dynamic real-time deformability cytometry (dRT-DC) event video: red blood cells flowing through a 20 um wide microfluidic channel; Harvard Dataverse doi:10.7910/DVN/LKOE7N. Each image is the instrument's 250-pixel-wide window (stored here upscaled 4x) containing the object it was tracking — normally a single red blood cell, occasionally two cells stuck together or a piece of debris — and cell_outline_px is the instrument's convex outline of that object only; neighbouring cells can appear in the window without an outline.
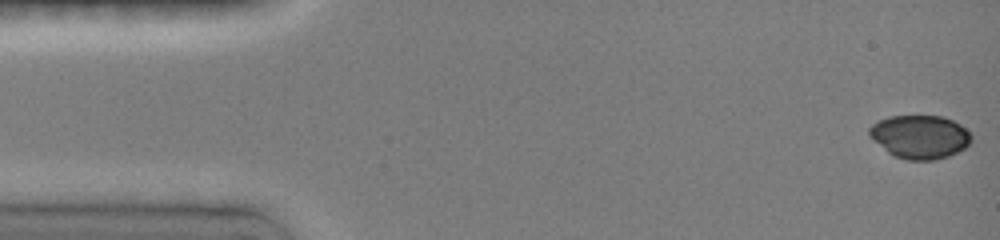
{"species": "common noctule bat (a hibernating species)", "species_latin": "Nyctalus noctula", "temperature_condition": "room temperature", "stored_images_in_passage": 5, "camera_frame_rate_fps": 3000, "um_per_image_px": 0.085, "animal": {"sex": "female", "body_mass_g": 19.0, "forearm_length_mm": 51.5}, "frame": {"image": 1, "passage_image": 1, "time_ms": 0.0, "image_size_px": [1000, 240], "cell_outline_px": [[972, 140], [964, 148], [948, 156], [932, 160], [908, 160], [896, 156], [888, 152], [868, 136], [868, 128], [872, 124], [888, 116], [940, 116], [952, 120], [960, 124], [972, 136]], "centroid_in_image_um": [78.17, 11.62], "position_along_channel_um": 6.8, "area_um2": 25.66}}
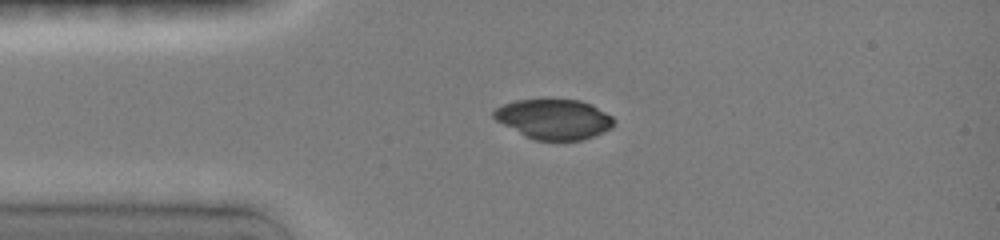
{"frame": {"image": 2, "passage_image": 4, "time_ms": 3.333, "image_size_px": [1000, 240], "cell_outline_px": [[616, 124], [612, 128], [592, 136], [580, 140], [536, 140], [524, 136], [496, 120], [492, 116], [492, 112], [496, 108], [504, 104], [516, 100], [544, 96], [552, 96], [580, 100], [592, 104], [612, 116], [616, 120]], "centroid_in_image_um": [47.08, 10.06], "position_along_channel_um": 37.9, "area_um2": 28.96}}